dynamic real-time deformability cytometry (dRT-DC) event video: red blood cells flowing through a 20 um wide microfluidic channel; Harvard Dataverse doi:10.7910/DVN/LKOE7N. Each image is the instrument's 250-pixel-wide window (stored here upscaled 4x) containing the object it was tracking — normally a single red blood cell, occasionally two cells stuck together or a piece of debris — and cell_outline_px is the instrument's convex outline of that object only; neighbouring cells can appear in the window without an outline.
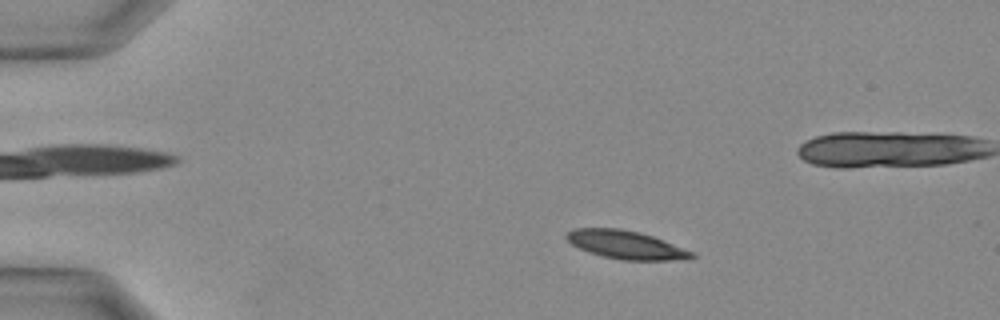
{"species": "Egyptian fruit bat (a non-hibernating species)", "species_latin": "Rousettus aegyptiacus", "temperature_condition": "warm", "stored_images_in_passage": 37, "camera_frame_rate_fps": 3000, "um_per_image_px": 0.085, "animal": {"sex": "female"}, "frame": {"image": 1, "passage_image": 8, "time_ms": 2.333, "image_size_px": [1000, 320], "cell_outline_px": [[696, 256], [688, 260], [624, 260], [604, 256], [580, 248], [572, 244], [564, 236], [572, 228], [620, 228], [640, 232], [652, 236], [692, 252]], "centroid_in_image_um": [53.2, 20.8], "position_along_channel_um": 31.8, "area_um2": 20.35}}
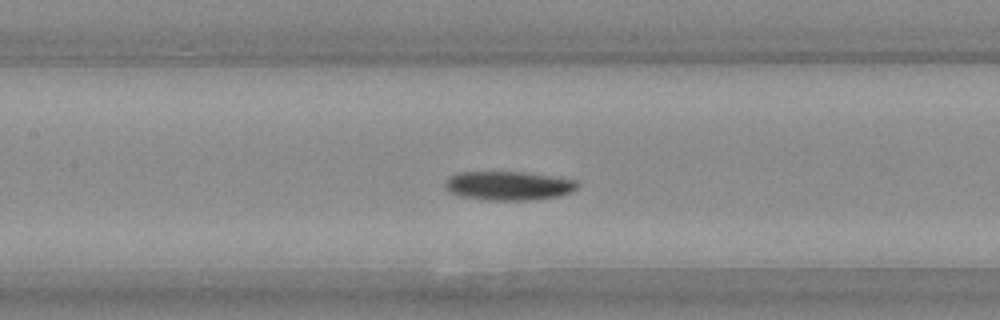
{"frame": {"image": 2, "passage_image": 18, "time_ms": 5.667, "image_size_px": [1000, 320], "cell_outline_px": [[580, 184], [572, 192], [560, 196], [532, 200], [480, 200], [460, 196], [448, 192], [444, 188], [444, 184], [452, 176], [460, 172], [520, 172], [576, 180]], "centroid_in_image_um": [43.21, 15.81], "position_along_channel_um": 164.2, "area_um2": 22.31}}
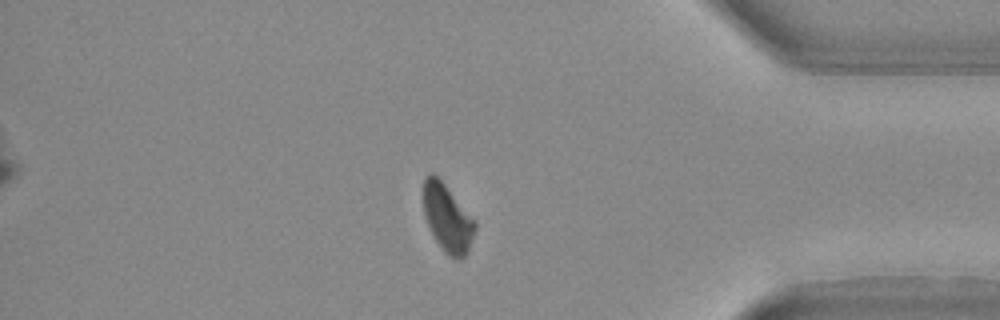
{"frame": {"image": 3, "passage_image": 31, "time_ms": 10.0, "image_size_px": [1000, 320], "cell_outline_px": [[476, 228], [468, 252], [460, 260], [456, 260], [448, 256], [444, 252], [436, 240], [424, 216], [424, 176], [432, 172], [444, 184], [476, 220]], "centroid_in_image_um": [38.05, 18.57], "position_along_channel_um": 397.1, "area_um2": 20.23}}